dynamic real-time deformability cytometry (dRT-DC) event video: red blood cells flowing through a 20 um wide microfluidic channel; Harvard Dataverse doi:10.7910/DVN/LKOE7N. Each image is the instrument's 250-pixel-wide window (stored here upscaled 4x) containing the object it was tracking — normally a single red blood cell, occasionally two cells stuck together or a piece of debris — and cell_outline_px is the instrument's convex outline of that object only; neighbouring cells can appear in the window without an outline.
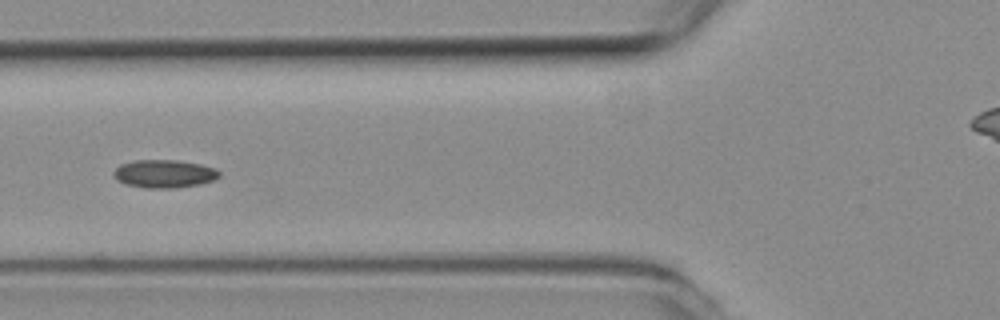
{"species": "common noctule bat (a hibernating species)", "species_latin": "Nyctalus noctula", "temperature_condition": "room temperature", "stored_images_in_passage": 6, "camera_frame_rate_fps": 3000, "um_per_image_px": 0.085, "animal": {"sex": "female", "body_mass_g": 19.3, "forearm_length_mm": 54.1}, "frame": {"image": 1, "passage_image": 6, "time_ms": 1.667, "image_size_px": [1000, 320], "cell_outline_px": [[220, 176], [216, 180], [200, 184], [176, 188], [144, 188], [124, 184], [116, 180], [112, 172], [120, 164], [136, 160], [176, 160], [200, 164], [216, 168], [220, 172]], "centroid_in_image_um": [13.96, 14.78], "position_along_channel_um": 111.8, "area_um2": 17.51}}